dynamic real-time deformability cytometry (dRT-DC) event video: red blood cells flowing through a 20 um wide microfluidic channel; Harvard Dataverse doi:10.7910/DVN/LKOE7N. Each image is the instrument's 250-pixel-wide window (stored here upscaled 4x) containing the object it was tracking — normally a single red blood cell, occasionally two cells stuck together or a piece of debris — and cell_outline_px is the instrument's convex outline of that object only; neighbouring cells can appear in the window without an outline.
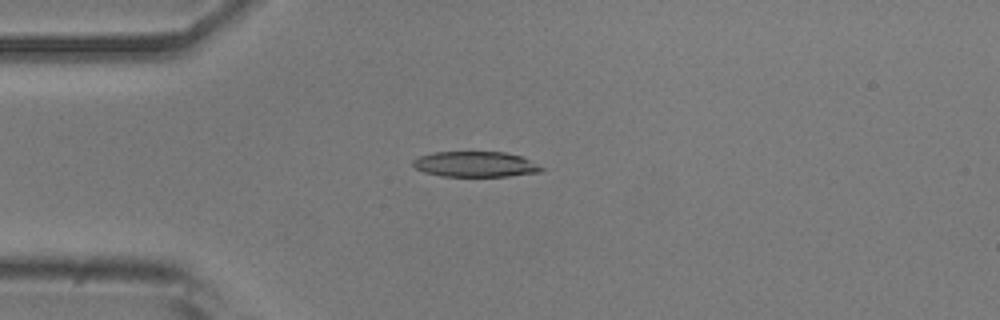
{"species": "common noctule bat (a hibernating species)", "species_latin": "Nyctalus noctula", "temperature_condition": "room temperature", "stored_images_in_passage": 3, "camera_frame_rate_fps": 3000, "um_per_image_px": 0.085, "animal": {"sex": "male", "body_mass_g": 20.5, "forearm_length_mm": 52.5}, "frame": {"image": 1, "passage_image": 3, "time_ms": 0.667, "image_size_px": [1000, 320], "cell_outline_px": [[544, 168], [540, 172], [508, 176], [440, 176], [424, 172], [416, 168], [412, 164], [412, 160], [420, 156], [432, 152], [504, 152], [524, 156]], "centroid_in_image_um": [40.41, 13.95], "position_along_channel_um": 44.6, "area_um2": 19.13}}